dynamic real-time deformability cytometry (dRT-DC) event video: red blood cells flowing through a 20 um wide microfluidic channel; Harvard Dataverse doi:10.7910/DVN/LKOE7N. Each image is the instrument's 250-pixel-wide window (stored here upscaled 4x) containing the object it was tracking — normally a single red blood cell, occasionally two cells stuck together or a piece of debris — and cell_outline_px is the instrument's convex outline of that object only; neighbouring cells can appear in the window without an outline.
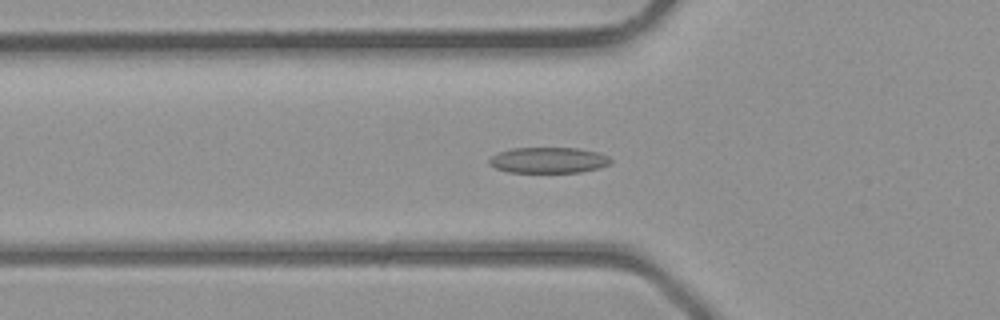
{"species": "common noctule bat (a hibernating species)", "species_latin": "Nyctalus noctula", "temperature_condition": "room temperature", "stored_images_in_passage": 32, "camera_frame_rate_fps": 3000, "um_per_image_px": 0.085, "animal": {"sex": "male", "body_mass_g": 23.1, "forearm_length_mm": 52.7}, "frame": {"image": 1, "passage_image": 11, "time_ms": 3.333, "image_size_px": [1000, 320], "cell_outline_px": [[612, 160], [608, 164], [596, 168], [580, 172], [508, 172], [496, 168], [488, 164], [488, 160], [496, 152], [512, 148], [576, 148], [600, 152], [608, 156]], "centroid_in_image_um": [46.57, 13.6], "position_along_channel_um": 79.2, "area_um2": 18.26}}
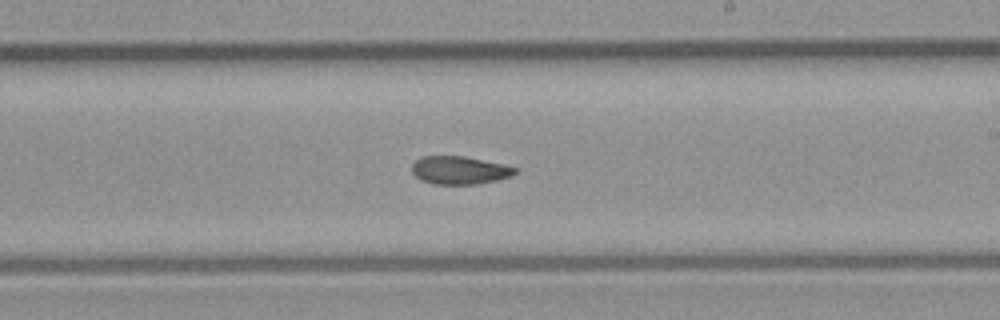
{"frame": {"image": 2, "passage_image": 21, "time_ms": 6.667, "image_size_px": [1000, 320], "cell_outline_px": [[516, 172], [512, 176], [496, 180], [476, 184], [436, 184], [420, 180], [412, 172], [412, 164], [420, 156], [464, 156], [504, 164], [516, 168]], "centroid_in_image_um": [39.04, 14.46], "position_along_channel_um": 250.0, "area_um2": 16.82}}
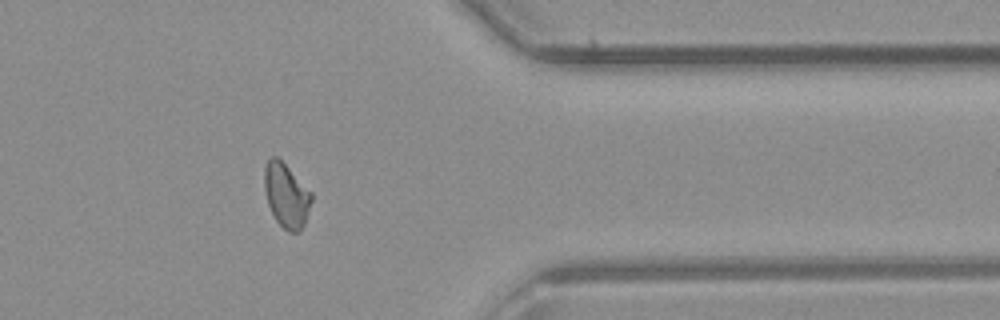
{"frame": {"image": 3, "passage_image": 30, "time_ms": 9.667, "image_size_px": [1000, 320], "cell_outline_px": [[312, 200], [304, 224], [296, 232], [288, 232], [276, 220], [268, 204], [264, 188], [264, 168], [268, 160], [272, 156], [276, 156], [312, 192]], "centroid_in_image_um": [24.33, 16.6], "position_along_channel_um": 387.1, "area_um2": 17.28}}